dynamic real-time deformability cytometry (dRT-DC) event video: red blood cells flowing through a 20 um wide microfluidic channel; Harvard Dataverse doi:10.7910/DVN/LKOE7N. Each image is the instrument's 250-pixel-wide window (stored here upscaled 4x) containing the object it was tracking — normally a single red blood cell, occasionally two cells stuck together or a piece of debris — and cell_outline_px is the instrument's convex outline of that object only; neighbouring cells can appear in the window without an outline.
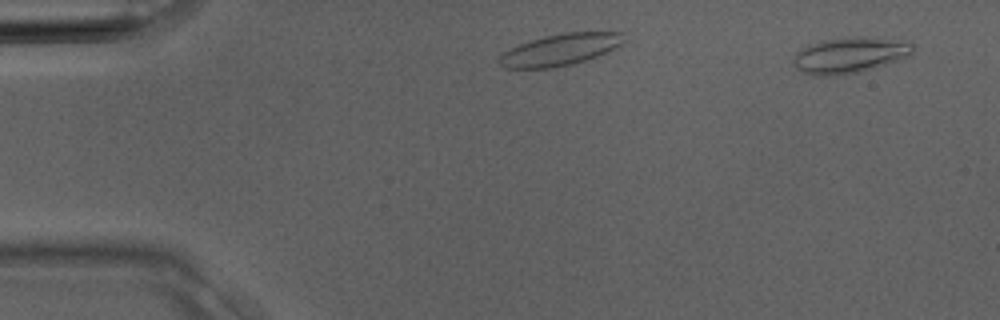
{"species": "Egyptian fruit bat (a non-hibernating species)", "species_latin": "Rousettus aegyptiacus", "temperature_condition": "room temperature", "stored_images_in_passage": 2, "camera_frame_rate_fps": 3000, "um_per_image_px": 0.085, "animal": {"sex": "male"}, "frame": {"image": 1, "passage_image": 1, "time_ms": 0.0, "image_size_px": [1000, 320], "cell_outline_px": [[912, 52], [908, 56], [860, 72], [828, 76], [816, 76], [800, 72], [792, 64], [792, 60], [796, 52], [800, 48], [824, 40], [860, 36], [912, 40]], "centroid_in_image_um": [72.2, 4.68], "position_along_channel_um": 12.8, "area_um2": 25.09}}